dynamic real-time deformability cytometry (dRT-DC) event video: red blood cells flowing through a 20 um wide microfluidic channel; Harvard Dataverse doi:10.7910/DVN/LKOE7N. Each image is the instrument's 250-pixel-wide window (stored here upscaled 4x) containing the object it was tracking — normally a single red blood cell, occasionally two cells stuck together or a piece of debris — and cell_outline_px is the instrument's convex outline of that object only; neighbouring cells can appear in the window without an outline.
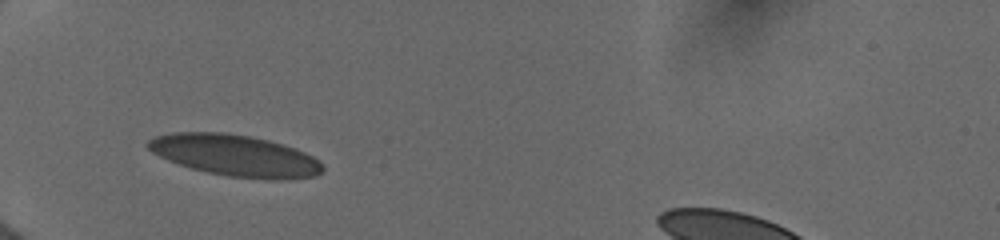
{"species": "human", "species_latin": "Homo sapiens", "temperature_condition": "cold", "stored_images_in_passage": 8, "camera_frame_rate_fps": 3000, "um_per_image_px": 0.085, "donor": {"sex": "female"}, "frame": {"image": 1, "passage_image": 1, "time_ms": 0.0, "image_size_px": [1000, 240], "cell_outline_px": [[324, 172], [316, 176], [288, 180], [268, 180], [228, 176], [208, 172], [192, 168], [168, 160], [152, 152], [144, 144], [148, 140], [156, 136], [172, 132], [224, 132], [248, 136], [268, 140], [296, 148], [320, 160], [324, 168]], "centroid_in_image_um": [20.03, 13.22], "position_along_channel_um": 65.0, "area_um2": 42.43}}